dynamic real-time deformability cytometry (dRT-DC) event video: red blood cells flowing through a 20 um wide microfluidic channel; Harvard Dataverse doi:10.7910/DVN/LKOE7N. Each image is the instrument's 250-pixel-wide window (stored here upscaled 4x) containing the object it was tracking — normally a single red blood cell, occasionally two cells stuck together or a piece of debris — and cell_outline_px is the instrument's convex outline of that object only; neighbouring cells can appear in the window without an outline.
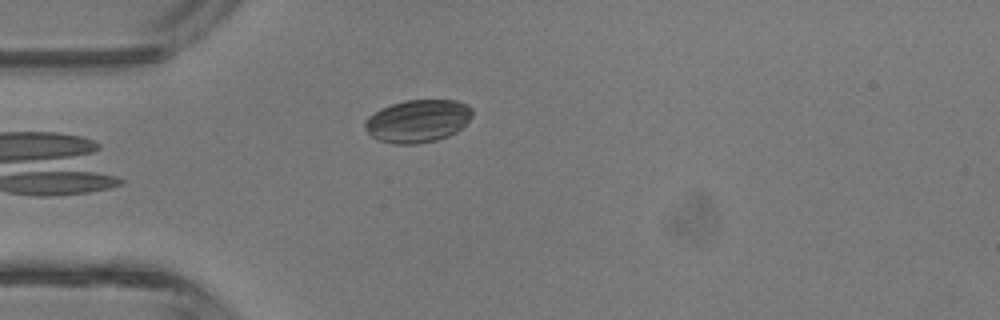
{"species": "common noctule bat (a hibernating species)", "species_latin": "Nyctalus noctula", "temperature_condition": "room temperature", "stored_images_in_passage": 5, "camera_frame_rate_fps": 3000, "um_per_image_px": 0.085, "animal": {"sex": "male", "body_mass_g": 13.3}, "frame": {"image": 1, "passage_image": 5, "time_ms": 4.667, "image_size_px": [1000, 320], "cell_outline_px": [[472, 116], [456, 132], [448, 136], [436, 140], [416, 144], [392, 144], [376, 140], [364, 128], [364, 120], [368, 116], [380, 108], [404, 100], [456, 100], [468, 104], [472, 108]], "centroid_in_image_um": [35.48, 10.28], "position_along_channel_um": 49.5, "area_um2": 26.93}}